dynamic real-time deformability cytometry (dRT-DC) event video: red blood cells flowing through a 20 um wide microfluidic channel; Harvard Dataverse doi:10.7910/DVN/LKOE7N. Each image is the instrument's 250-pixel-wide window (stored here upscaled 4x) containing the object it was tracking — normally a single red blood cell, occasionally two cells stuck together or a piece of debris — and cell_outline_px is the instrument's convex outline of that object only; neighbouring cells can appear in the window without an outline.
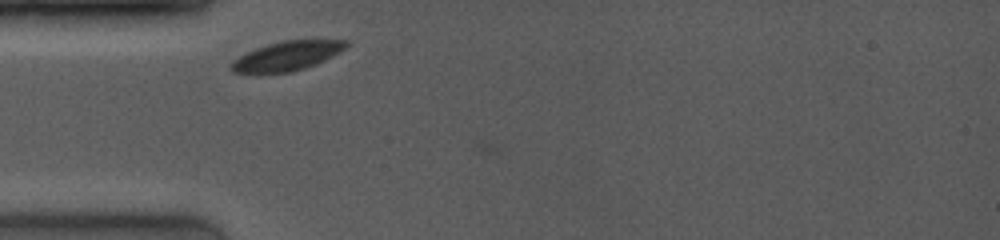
{"species": "common noctule bat (a hibernating species)", "species_latin": "Nyctalus noctula", "temperature_condition": "room temperature", "stored_images_in_passage": 7, "camera_frame_rate_fps": 4000, "um_per_image_px": 0.085, "animal": {"sex": "female", "body_mass_g": 19.0, "forearm_length_mm": 53.3}, "frame": {"image": 1, "passage_image": 3, "time_ms": 0.25, "image_size_px": [1000, 240], "cell_outline_px": [[348, 44], [344, 48], [332, 56], [316, 64], [292, 72], [232, 72], [228, 68], [228, 64], [232, 60], [256, 48], [268, 44], [284, 40], [348, 40]], "centroid_in_image_um": [24.36, 4.75], "position_along_channel_um": 60.6, "area_um2": 19.31}}